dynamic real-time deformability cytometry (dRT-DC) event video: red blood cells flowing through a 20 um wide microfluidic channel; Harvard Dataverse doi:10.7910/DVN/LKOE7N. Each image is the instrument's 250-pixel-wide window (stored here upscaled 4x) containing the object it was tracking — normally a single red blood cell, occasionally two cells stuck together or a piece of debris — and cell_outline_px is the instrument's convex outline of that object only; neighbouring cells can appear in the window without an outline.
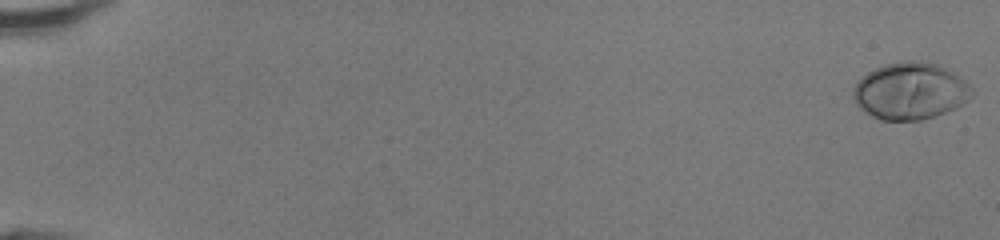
{"species": "human", "species_latin": "Homo sapiens", "temperature_condition": "room temperature", "stored_images_in_passage": 49, "camera_frame_rate_fps": 3000, "um_per_image_px": 0.085, "donor": {"sex": "female"}, "frame": {"image": 1, "passage_image": 1, "time_ms": 0.0, "image_size_px": [1000, 240], "cell_outline_px": [[972, 96], [964, 104], [956, 108], [936, 116], [920, 120], [880, 120], [872, 116], [860, 108], [856, 104], [852, 96], [852, 92], [856, 80], [868, 72], [884, 64], [904, 60], [924, 60], [940, 64], [964, 80], [972, 88]], "centroid_in_image_um": [77.36, 7.72], "position_along_channel_um": 7.6, "area_um2": 39.82}}
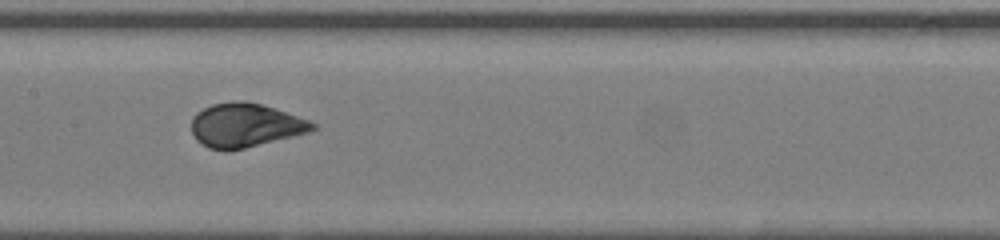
{"frame": {"image": 2, "passage_image": 27, "time_ms": 8.667, "image_size_px": [1000, 240], "cell_outline_px": [[316, 128], [308, 132], [244, 148], [208, 148], [196, 140], [192, 132], [192, 116], [196, 112], [212, 104], [232, 100], [244, 100], [260, 104], [308, 120], [316, 124]], "centroid_in_image_um": [20.8, 10.61], "position_along_channel_um": 186.6, "area_um2": 30.29}}
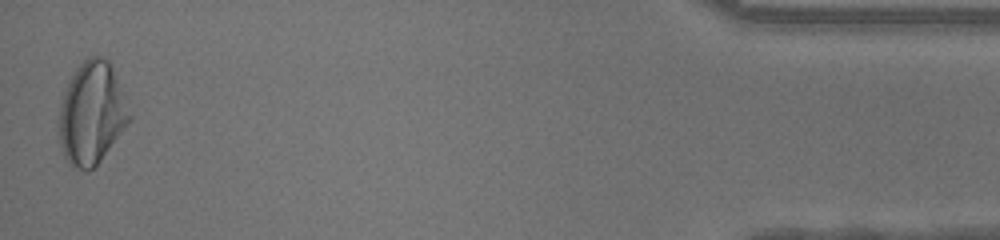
{"frame": {"image": 3, "passage_image": 49, "time_ms": 16.0, "image_size_px": [1000, 240], "cell_outline_px": [[132, 120], [100, 160], [88, 172], [84, 172], [68, 164], [64, 156], [56, 132], [56, 124], [60, 104], [68, 80], [76, 68], [88, 56], [104, 56], [112, 64], [132, 116]], "centroid_in_image_um": [7.77, 9.63], "position_along_channel_um": 427.4, "area_um2": 42.89}, "authors_computed_cell_mechanics": {"area_um2": 32.4258, "velocity_mm_per_s": 4.3149, "shape_relaxation_time_tau1_ms": 2.8807, "shape_relaxation_time_tau2_ms": null, "deformation_change_tau1": 0.1741, "deformation_change_tau2": null}}